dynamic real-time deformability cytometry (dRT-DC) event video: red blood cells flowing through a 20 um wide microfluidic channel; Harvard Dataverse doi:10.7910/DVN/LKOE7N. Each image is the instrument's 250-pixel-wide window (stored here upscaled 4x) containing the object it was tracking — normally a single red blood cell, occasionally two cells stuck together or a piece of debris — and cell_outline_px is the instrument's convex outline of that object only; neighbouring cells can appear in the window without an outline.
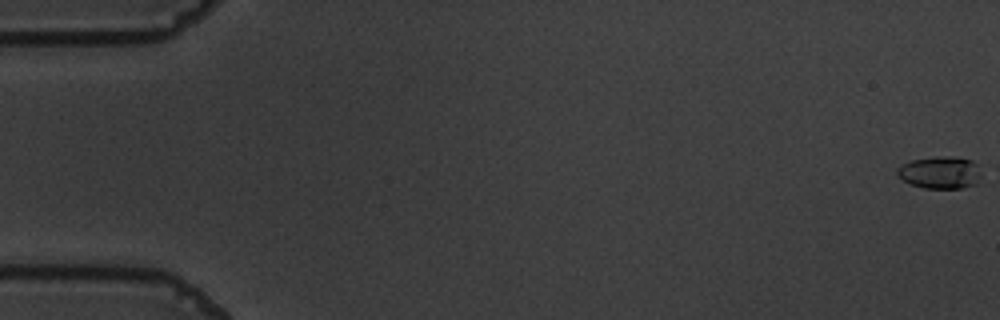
{"species": "common noctule bat (a hibernating species)", "species_latin": "Nyctalus noctula", "temperature_condition": "warm", "stored_images_in_passage": 57, "camera_frame_rate_fps": 3000, "um_per_image_px": 0.085, "animal": {"sex": "male", "body_mass_g": 19.5, "forearm_length_mm": 54.6}, "frame": {"image": 1, "passage_image": 1, "time_ms": 0.0, "image_size_px": [1000, 320], "cell_outline_px": [[968, 184], [956, 188], [928, 188], [912, 184], [904, 180], [900, 176], [900, 168], [916, 160], [968, 160]], "centroid_in_image_um": [79.6, 14.75], "position_along_channel_um": 5.4, "area_um2": 12.25}}
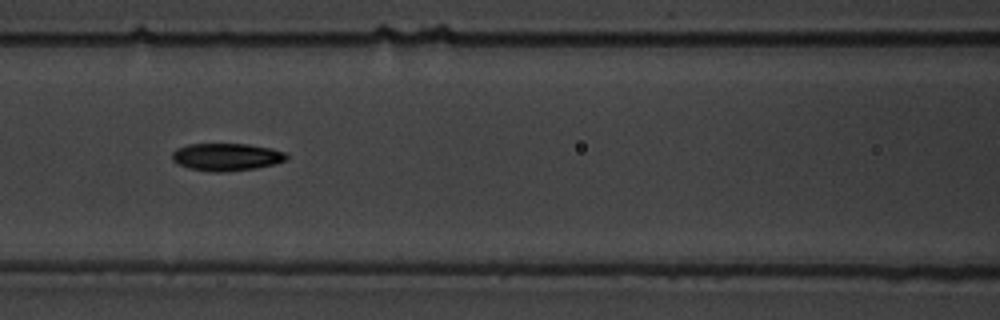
{"frame": {"image": 2, "passage_image": 26, "time_ms": 8.333, "image_size_px": [1000, 320], "cell_outline_px": [[288, 156], [284, 160], [272, 164], [248, 168], [192, 168], [176, 160], [172, 156], [180, 148], [192, 144], [244, 144], [268, 148], [280, 152]], "centroid_in_image_um": [19.31, 13.27], "position_along_channel_um": 147.3, "area_um2": 16.13}}
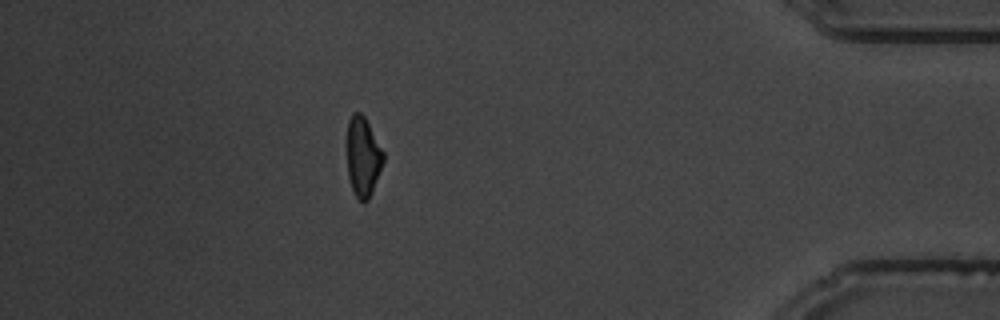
{"frame": {"image": 3, "passage_image": 51, "time_ms": 16.667, "image_size_px": [1000, 320], "cell_outline_px": [[384, 160], [372, 188], [368, 196], [364, 200], [360, 200], [356, 196], [352, 188], [348, 172], [348, 124], [352, 116], [356, 112], [360, 112], [364, 116], [384, 152]], "centroid_in_image_um": [30.86, 13.27], "position_along_channel_um": 404.3, "area_um2": 15.95}, "authors_computed_cell_mechanics": {"area_um2": 15.7794, "velocity_mm_per_s": 3.6256, "shape_relaxation_time_tau1_ms": 4.3278, "shape_relaxation_time_tau2_ms": 4.3052, "deformation_change_tau1": 0.1932, "deformation_change_tau2": 0.1135}}